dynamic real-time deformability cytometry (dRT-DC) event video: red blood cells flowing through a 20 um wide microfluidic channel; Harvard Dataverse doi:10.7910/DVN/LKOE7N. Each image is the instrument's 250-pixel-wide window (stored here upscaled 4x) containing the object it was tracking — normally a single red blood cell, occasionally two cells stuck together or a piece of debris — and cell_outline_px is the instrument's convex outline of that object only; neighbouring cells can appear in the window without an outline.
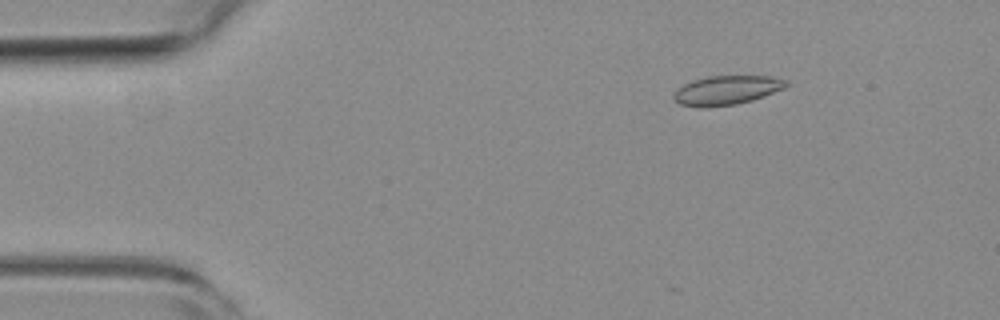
{"species": "common noctule bat (a hibernating species)", "species_latin": "Nyctalus noctula", "temperature_condition": "room temperature", "stored_images_in_passage": 10, "camera_frame_rate_fps": 3000, "um_per_image_px": 0.085, "animal": {"sex": "female", "body_mass_g": 19.3, "forearm_length_mm": 54.1}, "frame": {"image": 1, "passage_image": 8, "time_ms": 2.333, "image_size_px": [1000, 320], "cell_outline_px": [[788, 84], [784, 88], [764, 96], [752, 100], [736, 104], [680, 104], [672, 96], [684, 84], [692, 80], [708, 76], [768, 76], [788, 80]], "centroid_in_image_um": [61.85, 7.61], "position_along_channel_um": 23.1, "area_um2": 18.15}}